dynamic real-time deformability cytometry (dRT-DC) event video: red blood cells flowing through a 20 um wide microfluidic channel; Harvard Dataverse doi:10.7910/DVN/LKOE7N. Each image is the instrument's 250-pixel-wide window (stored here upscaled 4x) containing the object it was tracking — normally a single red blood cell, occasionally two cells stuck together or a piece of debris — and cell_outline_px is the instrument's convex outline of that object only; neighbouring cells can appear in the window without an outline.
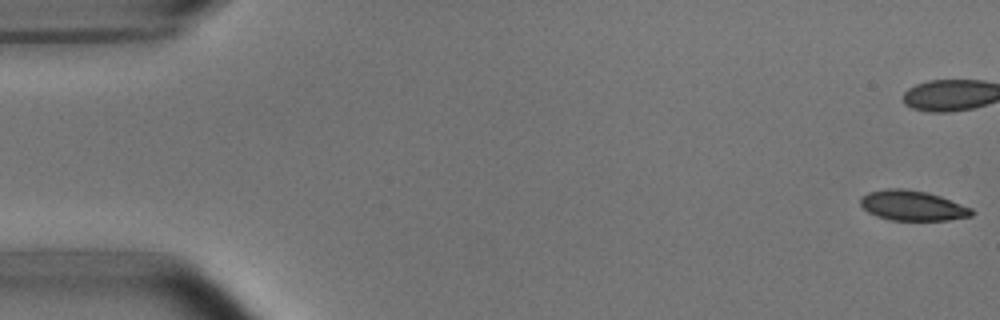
{"species": "common noctule bat (a hibernating species)", "species_latin": "Nyctalus noctula", "temperature_condition": "room temperature", "stored_images_in_passage": 48, "camera_frame_rate_fps": 3000, "um_per_image_px": 0.085, "animal": {"sex": "male", "body_mass_g": 15.6}, "frame": {"image": 1, "passage_image": 1, "time_ms": 0.0, "image_size_px": [1000, 320], "cell_outline_px": [[976, 212], [972, 216], [948, 220], [888, 220], [876, 216], [868, 212], [860, 204], [860, 196], [868, 192], [888, 188], [900, 188], [928, 192], [940, 196], [972, 208]], "centroid_in_image_um": [77.56, 17.47], "position_along_channel_um": 7.4, "area_um2": 19.65}, "authors_computed_cell_mechanics": {"area_um2": 21.2415, "velocity_mm_per_s": 3.784, "shape_relaxation_time_tau1_ms": 3.3234, "shape_relaxation_time_tau2_ms": 3.9325, "deformation_change_tau1": 0.1343, "deformation_change_tau2": 0.076}}